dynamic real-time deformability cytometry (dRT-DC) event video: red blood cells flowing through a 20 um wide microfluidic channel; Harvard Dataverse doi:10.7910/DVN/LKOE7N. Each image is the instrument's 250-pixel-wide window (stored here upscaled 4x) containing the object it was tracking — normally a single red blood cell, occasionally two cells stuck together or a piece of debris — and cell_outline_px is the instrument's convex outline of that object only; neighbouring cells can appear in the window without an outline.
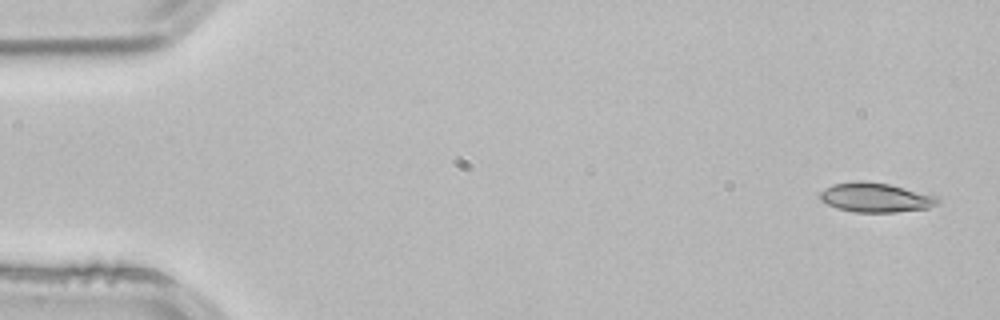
{"species": "common noctule bat (a hibernating species)", "species_latin": "Nyctalus noctula", "temperature_condition": "room temperature", "stored_images_in_passage": 3, "camera_frame_rate_fps": 3000, "um_per_image_px": 0.085, "animal": {"sex": "male", "body_mass_g": 21.5, "forearm_length_mm": 52.0}, "frame": {"image": 1, "passage_image": 1, "time_ms": 0.0, "image_size_px": [1000, 320], "cell_outline_px": [[940, 204], [928, 208], [896, 212], [852, 212], [836, 208], [820, 200], [820, 192], [824, 188], [832, 184], [856, 180], [864, 180], [888, 184], [940, 196]], "centroid_in_image_um": [74.44, 16.78], "position_along_channel_um": 10.6, "area_um2": 20.52}}